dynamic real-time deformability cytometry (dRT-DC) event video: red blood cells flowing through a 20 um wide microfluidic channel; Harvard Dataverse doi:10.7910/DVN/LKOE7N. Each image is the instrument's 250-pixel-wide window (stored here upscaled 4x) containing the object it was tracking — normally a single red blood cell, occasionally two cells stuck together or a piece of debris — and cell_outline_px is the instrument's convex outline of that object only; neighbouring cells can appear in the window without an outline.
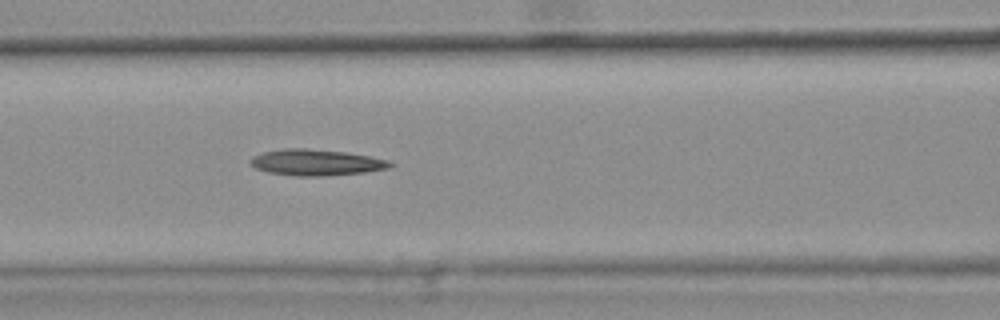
{"species": "common noctule bat (a hibernating species)", "species_latin": "Nyctalus noctula", "temperature_condition": "warm", "stored_images_in_passage": 43, "camera_frame_rate_fps": 3000, "um_per_image_px": 0.085, "animal": {"sex": "female", "body_mass_g": 25.1}, "frame": {"image": 1, "passage_image": 19, "time_ms": 6.0, "image_size_px": [1000, 320], "cell_outline_px": [[396, 164], [388, 168], [364, 172], [324, 176], [296, 176], [268, 172], [256, 168], [248, 164], [248, 160], [252, 156], [264, 152], [284, 148], [304, 148], [348, 152], [388, 160]], "centroid_in_image_um": [26.84, 13.8], "position_along_channel_um": 139.8, "area_um2": 21.39}}